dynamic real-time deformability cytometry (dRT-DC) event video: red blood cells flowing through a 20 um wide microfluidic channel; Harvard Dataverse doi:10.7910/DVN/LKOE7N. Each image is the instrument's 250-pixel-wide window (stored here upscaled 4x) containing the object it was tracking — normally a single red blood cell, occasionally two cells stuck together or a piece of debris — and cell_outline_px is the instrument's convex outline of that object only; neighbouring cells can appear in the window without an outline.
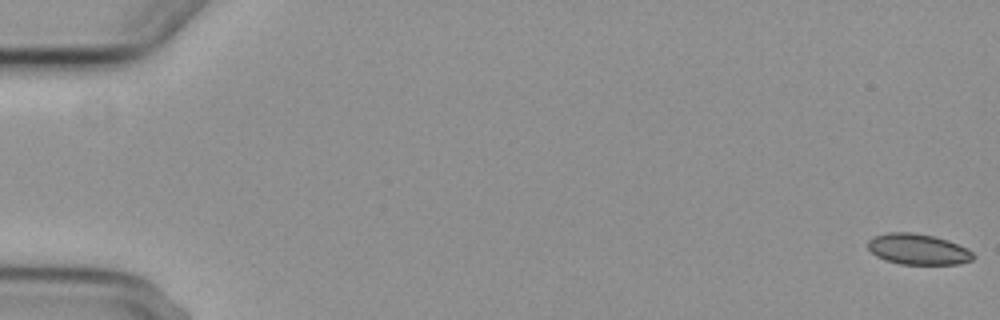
{"species": "common noctule bat (a hibernating species)", "species_latin": "Nyctalus noctula", "temperature_condition": "cold", "stored_images_in_passage": 2, "camera_frame_rate_fps": 3000, "um_per_image_px": 0.085, "animal": {"sex": "female", "body_mass_g": 29.2, "forearm_length_mm": 56.3}, "frame": {"image": 1, "passage_image": 2, "time_ms": 1.333, "image_size_px": [1000, 320], "cell_outline_px": [[976, 256], [972, 260], [960, 264], [900, 264], [884, 260], [876, 256], [868, 248], [868, 240], [876, 236], [888, 232], [912, 232], [932, 236], [948, 240], [968, 248]], "centroid_in_image_um": [78.05, 21.19], "position_along_channel_um": 7.0, "area_um2": 18.96}}